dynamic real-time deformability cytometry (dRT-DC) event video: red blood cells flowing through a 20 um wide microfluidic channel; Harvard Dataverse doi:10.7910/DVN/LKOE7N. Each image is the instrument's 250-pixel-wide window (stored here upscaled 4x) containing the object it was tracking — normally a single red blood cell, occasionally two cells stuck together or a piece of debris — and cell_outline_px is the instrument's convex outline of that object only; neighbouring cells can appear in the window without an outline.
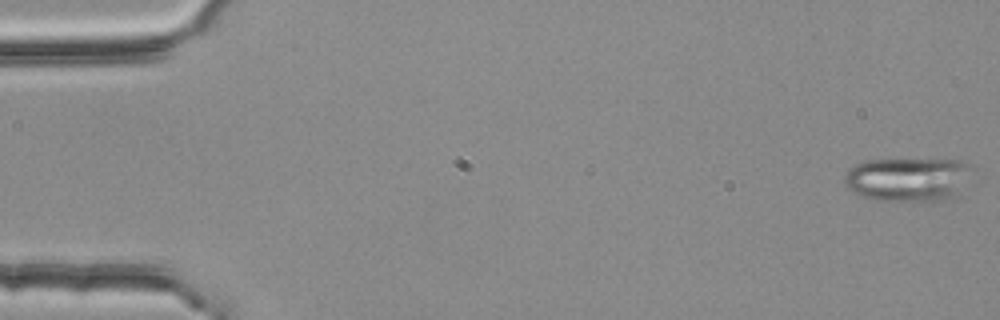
{"species": "common noctule bat (a hibernating species)", "species_latin": "Nyctalus noctula", "temperature_condition": "room temperature", "stored_images_in_passage": 54, "segment_of_instrument_passage": [1, 2], "camera_frame_rate_fps": 3000, "um_per_image_px": 0.085, "animal": {"sex": "female", "body_mass_g": 25.1}, "frame": {"image": 1, "passage_image": 1, "time_ms": 0.0, "image_size_px": [1000, 320], "cell_outline_px": [[976, 168], [956, 196], [944, 200], [876, 200], [864, 196], [848, 188], [844, 184], [844, 176], [856, 164], [864, 160], [960, 160], [976, 164]], "centroid_in_image_um": [77.27, 15.22], "position_along_channel_um": 7.7, "area_um2": 32.66}}
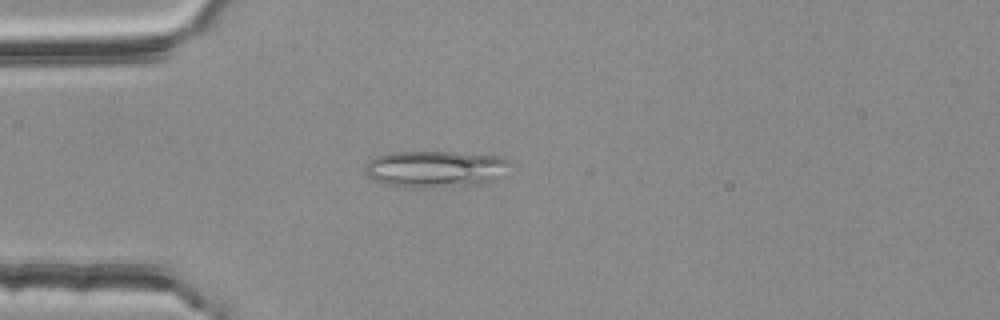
{"frame": {"image": 2, "passage_image": 15, "time_ms": 4.667, "image_size_px": [1000, 320], "cell_outline_px": [[516, 168], [504, 176], [492, 180], [476, 184], [384, 184], [368, 176], [364, 172], [364, 164], [368, 160], [376, 156], [392, 152], [464, 152], [504, 156]], "centroid_in_image_um": [37.13, 14.28], "position_along_channel_um": 47.9, "area_um2": 30.29}}